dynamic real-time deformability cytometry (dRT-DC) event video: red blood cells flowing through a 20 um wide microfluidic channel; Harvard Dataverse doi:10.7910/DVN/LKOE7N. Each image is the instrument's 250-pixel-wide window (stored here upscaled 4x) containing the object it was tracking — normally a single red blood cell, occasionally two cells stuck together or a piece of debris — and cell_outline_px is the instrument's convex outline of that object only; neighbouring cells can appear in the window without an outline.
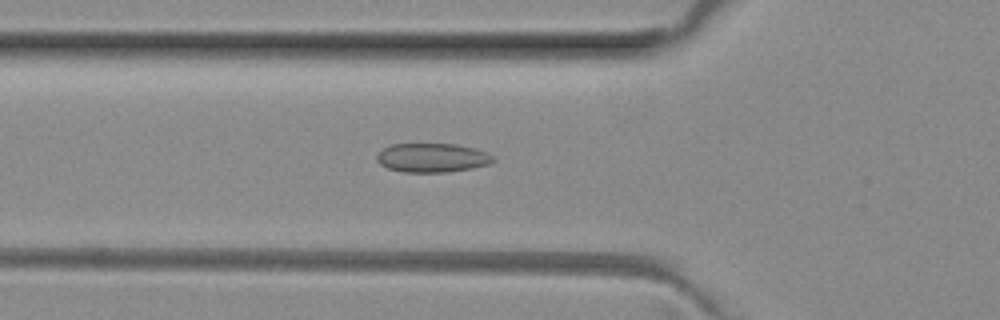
{"species": "common noctule bat (a hibernating species)", "species_latin": "Nyctalus noctula", "temperature_condition": "room temperature", "stored_images_in_passage": 43, "camera_frame_rate_fps": 3000, "um_per_image_px": 0.085, "animal": {"sex": "female", "body_mass_g": 29.2, "forearm_length_mm": 56.3}, "frame": {"image": 1, "passage_image": 10, "time_ms": 3.0, "image_size_px": [1000, 320], "cell_outline_px": [[496, 160], [488, 164], [472, 168], [448, 172], [404, 172], [388, 168], [380, 164], [376, 160], [376, 156], [384, 148], [392, 144], [456, 144], [488, 152]], "centroid_in_image_um": [36.74, 13.41], "position_along_channel_um": 89.1, "area_um2": 19.59}}
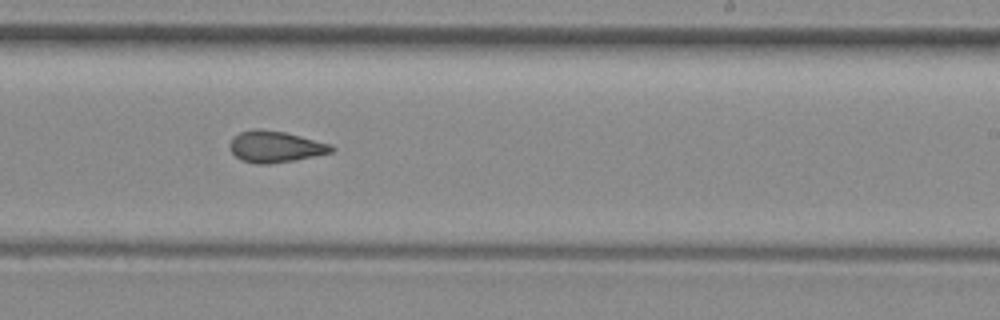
{"frame": {"image": 2, "passage_image": 23, "time_ms": 7.333, "image_size_px": [1000, 320], "cell_outline_px": [[336, 148], [332, 152], [296, 160], [268, 164], [256, 164], [240, 160], [228, 148], [228, 144], [240, 132], [260, 128], [284, 132], [332, 144]], "centroid_in_image_um": [23.41, 12.48], "position_along_channel_um": 265.6, "area_um2": 18.61}}
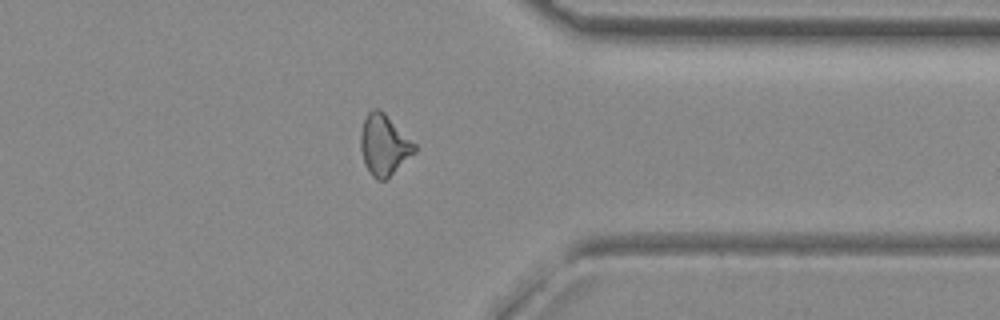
{"frame": {"image": 3, "passage_image": 32, "time_ms": 10.333, "image_size_px": [1000, 320], "cell_outline_px": [[416, 152], [384, 180], [376, 180], [368, 172], [364, 164], [360, 148], [360, 136], [364, 120], [368, 112], [372, 108], [376, 108], [384, 112], [416, 144]], "centroid_in_image_um": [32.63, 12.32], "position_along_channel_um": 378.8, "area_um2": 19.02}, "authors_computed_cell_mechanics": {"area_um2": 18.6694, "velocity_mm_per_s": 4.0712, "shape_relaxation_time_tau1_ms": null, "shape_relaxation_time_tau2_ms": 2.1537, "deformation_change_tau1": null, "deformation_change_tau2": 0.0836}}